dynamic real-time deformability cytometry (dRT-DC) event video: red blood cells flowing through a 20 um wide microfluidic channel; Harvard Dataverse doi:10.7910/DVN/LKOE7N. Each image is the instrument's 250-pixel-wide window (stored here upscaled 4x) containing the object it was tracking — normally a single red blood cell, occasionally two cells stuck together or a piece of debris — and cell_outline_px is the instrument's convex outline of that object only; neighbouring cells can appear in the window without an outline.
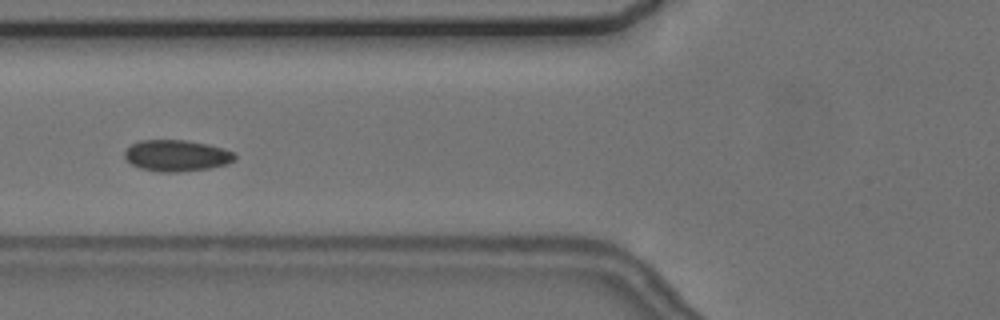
{"species": "common noctule bat (a hibernating species)", "species_latin": "Nyctalus noctula", "temperature_condition": "cold", "stored_images_in_passage": 4, "camera_frame_rate_fps": 3000, "um_per_image_px": 0.085, "animal": {"sex": "female", "body_mass_g": 24.6, "forearm_length_mm": 56.2}, "frame": {"image": 1, "passage_image": 2, "time_ms": 1.0, "image_size_px": [1000, 320], "cell_outline_px": [[236, 160], [228, 164], [208, 168], [176, 172], [160, 172], [140, 168], [132, 164], [124, 156], [124, 152], [132, 144], [140, 140], [188, 140], [208, 144], [224, 148], [236, 152]], "centroid_in_image_um": [15.06, 13.22], "position_along_channel_um": 110.7, "area_um2": 20.23}}
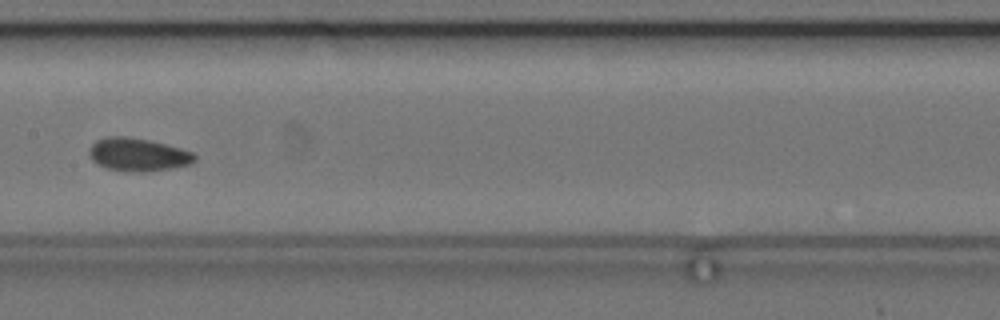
{"frame": {"image": 2, "passage_image": 4, "time_ms": 3.333, "image_size_px": [1000, 320], "cell_outline_px": [[196, 160], [188, 164], [172, 168], [140, 172], [136, 172], [104, 168], [96, 164], [88, 156], [88, 148], [96, 140], [104, 136], [124, 136], [148, 140], [180, 148], [192, 152], [196, 156]], "centroid_in_image_um": [11.65, 13.13], "position_along_channel_um": 195.7, "area_um2": 20.35}}